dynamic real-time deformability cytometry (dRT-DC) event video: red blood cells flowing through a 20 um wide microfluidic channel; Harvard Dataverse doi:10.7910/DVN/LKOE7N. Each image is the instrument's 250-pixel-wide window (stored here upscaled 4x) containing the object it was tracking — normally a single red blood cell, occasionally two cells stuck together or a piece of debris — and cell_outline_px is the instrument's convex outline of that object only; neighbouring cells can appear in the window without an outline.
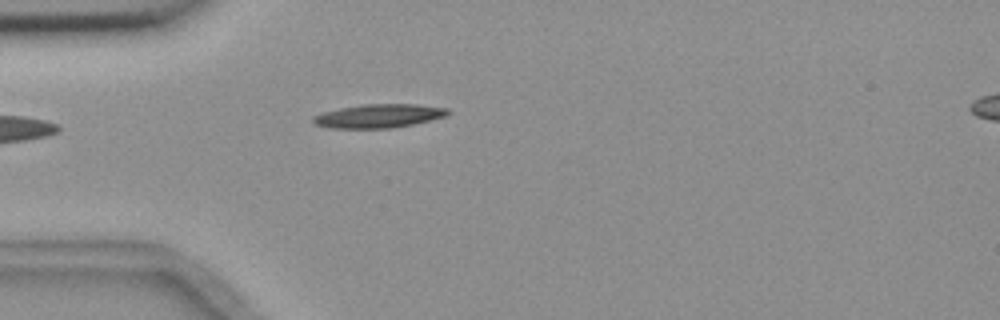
{"species": "common noctule bat (a hibernating species)", "species_latin": "Nyctalus noctula", "temperature_condition": "room temperature", "stored_images_in_passage": 1, "camera_frame_rate_fps": 3000, "um_per_image_px": 0.085, "animal": {"sex": "female", "body_mass_g": 18.4}, "frame": {"image": 1, "passage_image": 1, "time_ms": 0.0, "image_size_px": [1000, 320], "cell_outline_px": [[452, 112], [448, 116], [412, 124], [392, 128], [328, 128], [312, 124], [312, 116], [320, 112], [340, 108], [364, 104], [416, 104], [448, 108]], "centroid_in_image_um": [32.17, 9.85], "position_along_channel_um": 52.8, "area_um2": 18.84}}